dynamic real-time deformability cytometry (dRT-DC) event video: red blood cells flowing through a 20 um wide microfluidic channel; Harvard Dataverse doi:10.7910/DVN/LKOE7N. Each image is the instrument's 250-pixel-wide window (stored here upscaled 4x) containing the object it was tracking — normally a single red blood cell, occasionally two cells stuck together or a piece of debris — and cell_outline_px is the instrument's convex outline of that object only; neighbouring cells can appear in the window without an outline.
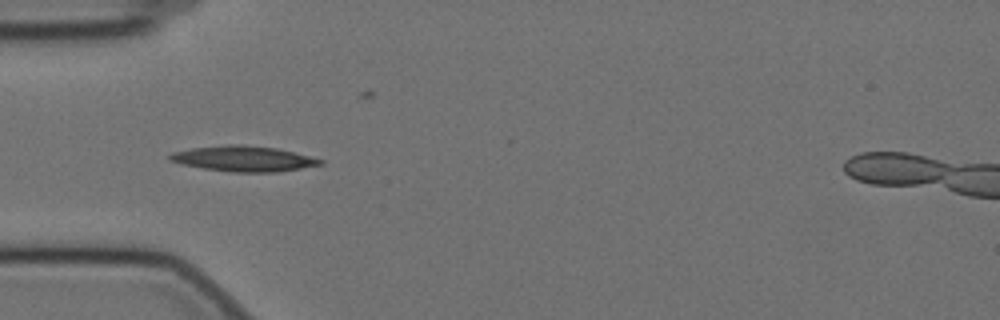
{"species": "Egyptian fruit bat (a non-hibernating species)", "species_latin": "Rousettus aegyptiacus", "temperature_condition": "cold", "stored_images_in_passage": 34, "camera_frame_rate_fps": 3000, "um_per_image_px": 0.085, "animal": {"sex": "female"}, "frame": {"image": 1, "passage_image": 8, "time_ms": 2.333, "image_size_px": [1000, 320], "cell_outline_px": [[324, 164], [276, 172], [232, 172], [204, 168], [184, 164], [168, 160], [168, 156], [172, 152], [192, 148], [228, 144], [240, 144], [276, 148], [324, 160]], "centroid_in_image_um": [20.69, 13.48], "position_along_channel_um": 64.3, "area_um2": 22.08}}
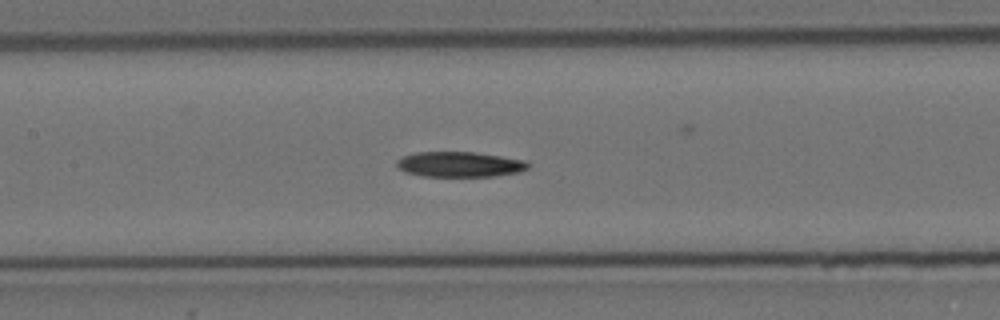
{"frame": {"image": 2, "passage_image": 17, "time_ms": 5.333, "image_size_px": [1000, 320], "cell_outline_px": [[528, 168], [520, 172], [496, 176], [424, 176], [404, 172], [396, 164], [396, 160], [404, 156], [416, 152], [476, 152], [528, 160]], "centroid_in_image_um": [39.11, 13.96], "position_along_channel_um": 168.3, "area_um2": 19.42}}
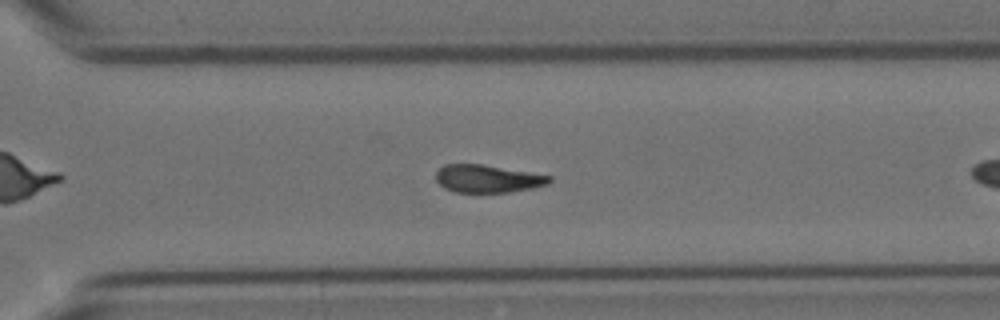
{"frame": {"image": 3, "passage_image": 27, "time_ms": 8.667, "image_size_px": [1000, 320], "cell_outline_px": [[552, 180], [548, 184], [532, 188], [508, 192], [456, 192], [444, 188], [436, 180], [436, 172], [444, 164], [480, 164], [552, 176]], "centroid_in_image_um": [41.43, 15.19], "position_along_channel_um": 329.2, "area_um2": 18.15}}